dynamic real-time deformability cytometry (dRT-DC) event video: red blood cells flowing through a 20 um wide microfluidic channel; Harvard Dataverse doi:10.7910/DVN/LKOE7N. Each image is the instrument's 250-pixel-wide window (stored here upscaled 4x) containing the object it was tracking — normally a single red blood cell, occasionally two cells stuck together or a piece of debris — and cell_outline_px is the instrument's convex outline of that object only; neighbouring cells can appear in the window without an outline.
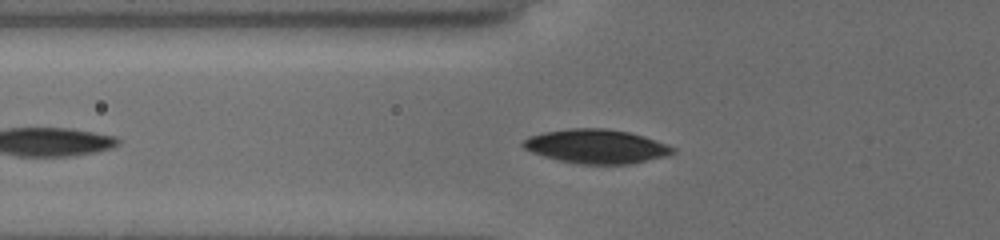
{"species": "common noctule bat (a hibernating species)", "species_latin": "Nyctalus noctula", "temperature_condition": "cold", "stored_images_in_passage": 33, "camera_frame_rate_fps": 3000, "um_per_image_px": 0.085, "animal": {"sex": "female", "body_mass_g": 19.5, "forearm_length_mm": 54.1}, "frame": {"image": 1, "passage_image": 2, "time_ms": 0.333, "image_size_px": [1000, 240], "cell_outline_px": [[676, 152], [664, 156], [628, 164], [576, 164], [544, 156], [532, 152], [524, 148], [520, 144], [528, 136], [544, 132], [572, 128], [604, 128], [628, 132], [676, 148]], "centroid_in_image_um": [50.62, 12.44], "position_along_channel_um": 75.2, "area_um2": 29.25}}
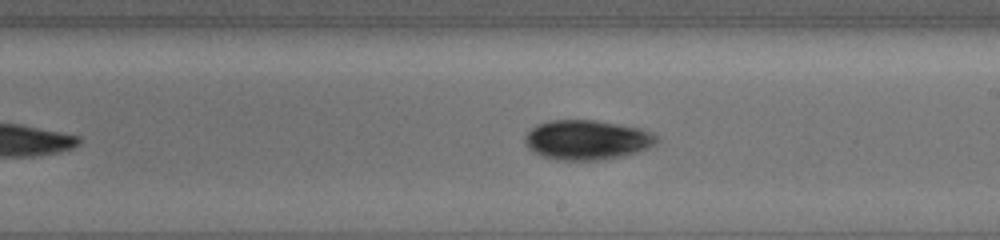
{"frame": {"image": 2, "passage_image": 15, "time_ms": 4.667, "image_size_px": [1000, 240], "cell_outline_px": [[660, 140], [656, 144], [640, 152], [604, 160], [556, 160], [540, 156], [532, 152], [524, 144], [524, 136], [532, 128], [540, 124], [552, 120], [596, 120], [640, 128], [652, 132]], "centroid_in_image_um": [49.9, 11.91], "position_along_channel_um": 239.1, "area_um2": 30.81}}
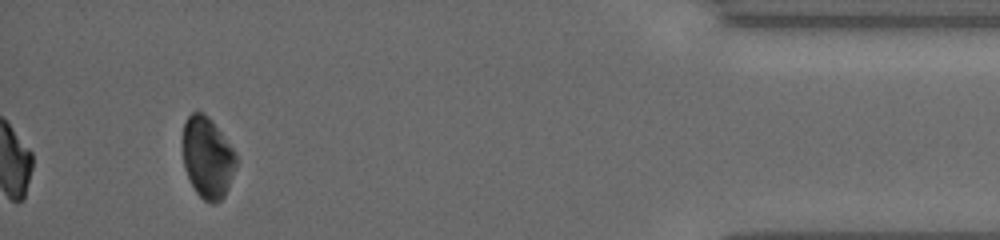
{"frame": {"image": 3, "passage_image": 33, "time_ms": 10.667, "image_size_px": [1000, 240], "cell_outline_px": [[236, 164], [228, 188], [224, 196], [216, 204], [212, 204], [204, 200], [196, 192], [184, 168], [184, 124], [188, 116], [192, 112], [200, 112], [208, 116], [212, 120], [236, 152]], "centroid_in_image_um": [17.65, 13.4], "position_along_channel_um": 417.5, "area_um2": 24.97}, "authors_computed_cell_mechanics": {"area_um2": 28.7844, "velocity_mm_per_s": 3.8254, "shape_relaxation_time_tau1_ms": 2.6742, "shape_relaxation_time_tau2_ms": null, "deformation_change_tau1": 0.0924, "deformation_change_tau2": null}}